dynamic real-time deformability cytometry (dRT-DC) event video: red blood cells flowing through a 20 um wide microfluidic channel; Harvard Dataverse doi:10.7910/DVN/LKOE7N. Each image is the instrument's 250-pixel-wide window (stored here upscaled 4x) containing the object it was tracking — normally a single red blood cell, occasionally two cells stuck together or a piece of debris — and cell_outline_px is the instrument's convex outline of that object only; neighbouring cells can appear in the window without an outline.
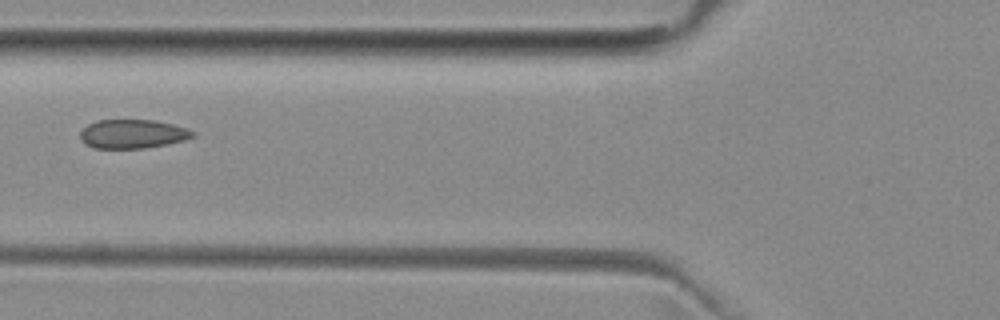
{"species": "common noctule bat (a hibernating species)", "species_latin": "Nyctalus noctula", "temperature_condition": "room temperature", "stored_images_in_passage": 2, "camera_frame_rate_fps": 3000, "um_per_image_px": 0.085, "animal": {"sex": "female", "body_mass_g": 29.2, "forearm_length_mm": 56.3}, "frame": {"image": 1, "passage_image": 2, "time_ms": 1.333, "image_size_px": [1000, 320], "cell_outline_px": [[196, 136], [184, 140], [168, 144], [144, 148], [96, 148], [84, 144], [80, 136], [80, 132], [88, 124], [100, 120], [152, 120], [172, 124], [188, 128], [196, 132]], "centroid_in_image_um": [11.31, 11.39], "position_along_channel_um": 114.5, "area_um2": 18.96}}